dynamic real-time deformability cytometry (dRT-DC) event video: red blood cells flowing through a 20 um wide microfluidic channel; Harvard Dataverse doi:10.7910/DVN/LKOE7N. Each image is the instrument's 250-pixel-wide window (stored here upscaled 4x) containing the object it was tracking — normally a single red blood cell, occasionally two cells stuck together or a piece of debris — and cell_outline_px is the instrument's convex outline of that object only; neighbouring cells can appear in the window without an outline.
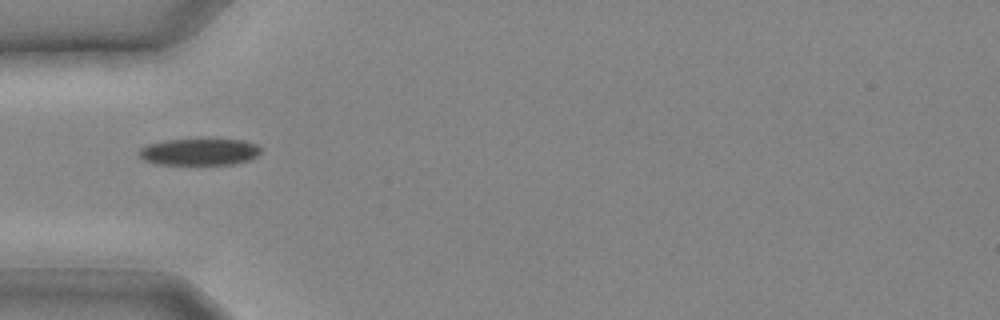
{"species": "common noctule bat (a hibernating species)", "species_latin": "Nyctalus noctula", "temperature_condition": "cold", "stored_images_in_passage": 4, "camera_frame_rate_fps": 3000, "um_per_image_px": 0.085, "animal": {"sex": "male", "body_mass_g": 20.4}, "frame": {"image": 1, "passage_image": 1, "time_ms": 0.0, "image_size_px": [1000, 320], "cell_outline_px": [[260, 152], [256, 156], [248, 160], [232, 164], [156, 164], [144, 160], [140, 156], [140, 148], [148, 144], [168, 140], [244, 140], [256, 144], [260, 148]], "centroid_in_image_um": [16.94, 12.91], "position_along_channel_um": 68.1, "area_um2": 18.61}}
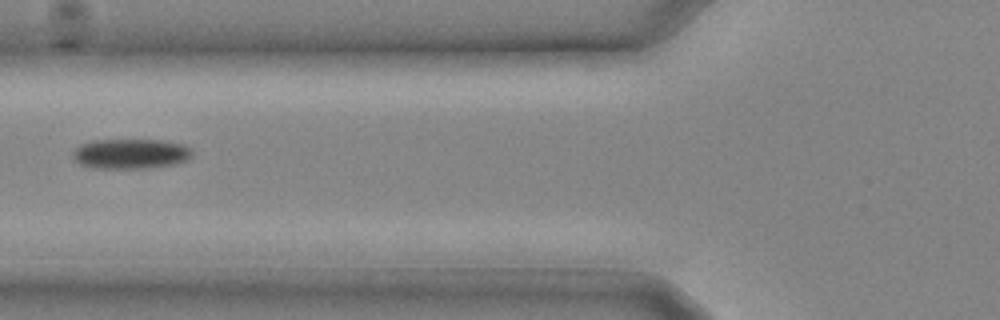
{"frame": {"image": 2, "passage_image": 3, "time_ms": 0.667, "image_size_px": [1000, 320], "cell_outline_px": [[192, 156], [188, 160], [172, 164], [136, 168], [96, 168], [80, 164], [72, 156], [72, 152], [80, 144], [96, 140], [164, 140], [184, 144], [192, 148]], "centroid_in_image_um": [11.12, 13.05], "position_along_channel_um": 114.7, "area_um2": 20.75}}